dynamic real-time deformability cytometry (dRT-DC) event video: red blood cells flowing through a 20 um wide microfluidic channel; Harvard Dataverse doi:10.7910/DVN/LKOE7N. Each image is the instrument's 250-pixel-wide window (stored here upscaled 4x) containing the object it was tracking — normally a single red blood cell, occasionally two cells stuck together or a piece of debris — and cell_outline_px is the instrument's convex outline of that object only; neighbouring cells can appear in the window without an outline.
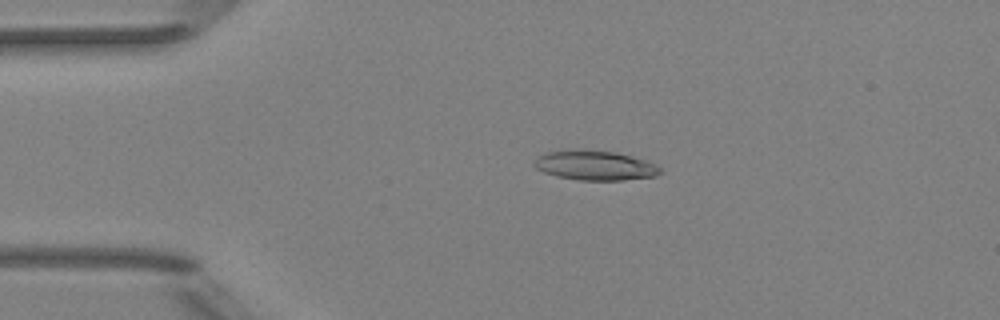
{"species": "Egyptian fruit bat (a non-hibernating species)", "species_latin": "Rousettus aegyptiacus", "temperature_condition": "room temperature", "stored_images_in_passage": 51, "camera_frame_rate_fps": 3000, "um_per_image_px": 0.085, "animal": {"sex": "female"}, "frame": {"image": 1, "passage_image": 11, "time_ms": 3.333, "image_size_px": [1000, 320], "cell_outline_px": [[660, 172], [656, 176], [624, 180], [580, 180], [556, 176], [544, 172], [536, 168], [532, 164], [536, 156], [544, 152], [564, 148], [584, 148], [616, 152], [644, 160], [656, 164], [660, 168]], "centroid_in_image_um": [50.48, 14.02], "position_along_channel_um": 34.5, "area_um2": 22.31}}
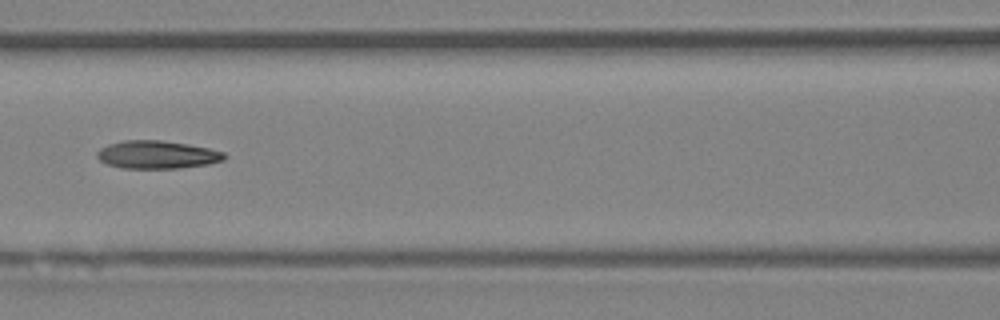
{"frame": {"image": 2, "passage_image": 23, "time_ms": 7.333, "image_size_px": [1000, 320], "cell_outline_px": [[224, 160], [208, 164], [180, 168], [120, 168], [108, 164], [100, 160], [96, 156], [96, 152], [100, 148], [108, 144], [124, 140], [160, 140], [188, 144], [208, 148], [224, 152]], "centroid_in_image_um": [13.32, 13.14], "position_along_channel_um": 153.3, "area_um2": 20.69}}
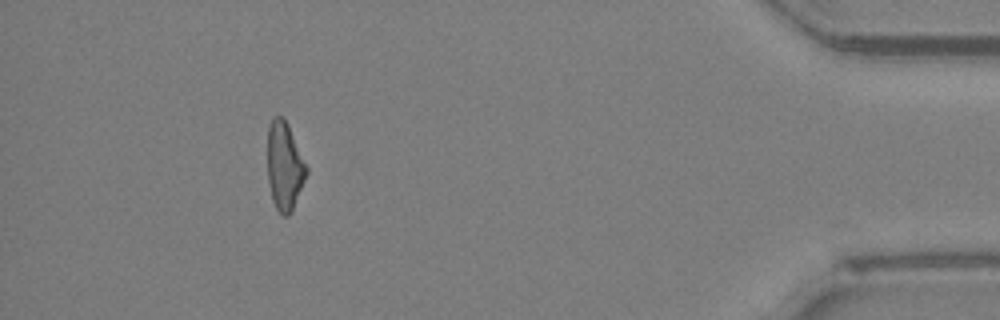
{"frame": {"image": 3, "passage_image": 47, "time_ms": 15.333, "image_size_px": [1000, 320], "cell_outline_px": [[308, 172], [292, 208], [288, 216], [284, 216], [276, 208], [272, 200], [268, 180], [268, 128], [272, 116], [280, 116], [288, 124], [308, 168]], "centroid_in_image_um": [24.17, 14.09], "position_along_channel_um": 411.0, "area_um2": 19.71}, "authors_computed_cell_mechanics": {"area_um2": 20.8658, "velocity_mm_per_s": 3.9742, "shape_relaxation_time_tau1_ms": null, "shape_relaxation_time_tau2_ms": 3.5517, "deformation_change_tau1": null, "deformation_change_tau2": 0.1274}}